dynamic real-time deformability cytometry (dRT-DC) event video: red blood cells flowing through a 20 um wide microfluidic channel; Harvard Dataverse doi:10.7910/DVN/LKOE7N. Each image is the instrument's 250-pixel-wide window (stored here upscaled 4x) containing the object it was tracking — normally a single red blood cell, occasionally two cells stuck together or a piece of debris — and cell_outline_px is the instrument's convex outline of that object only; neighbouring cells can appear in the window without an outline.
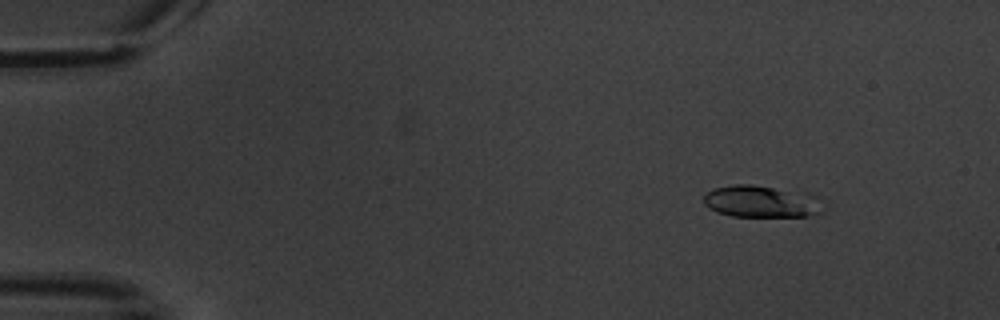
{"species": "common noctule bat (a hibernating species)", "species_latin": "Nyctalus noctula", "temperature_condition": "warm", "stored_images_in_passage": 6, "camera_frame_rate_fps": 3000, "um_per_image_px": 0.085, "animal": {"sex": "male", "body_mass_g": 20.1, "forearm_length_mm": 53.5}, "frame": {"image": 1, "passage_image": 3, "time_ms": 2.333, "image_size_px": [1000, 320], "cell_outline_px": [[824, 212], [804, 216], [732, 216], [716, 212], [708, 208], [704, 204], [704, 196], [708, 192], [716, 188], [732, 184], [752, 184], [804, 192], [816, 196]], "centroid_in_image_um": [64.69, 17.12], "position_along_channel_um": 20.3, "area_um2": 22.2}}
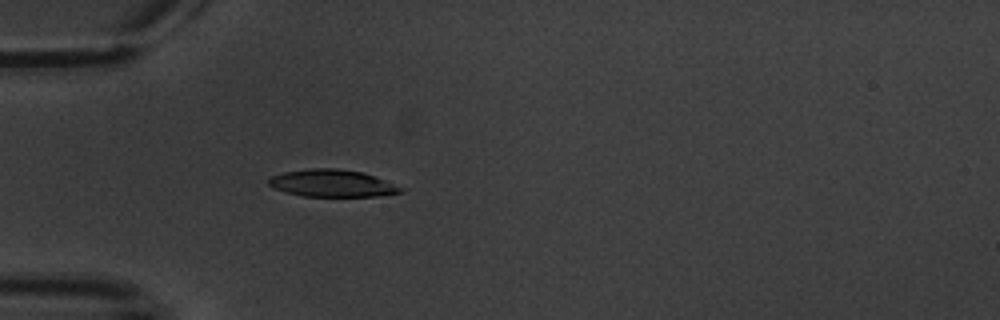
{"frame": {"image": 2, "passage_image": 6, "time_ms": 6.0, "image_size_px": [1000, 320], "cell_outline_px": [[408, 188], [404, 192], [376, 196], [304, 196], [284, 192], [272, 188], [268, 184], [268, 180], [272, 176], [284, 172], [312, 168], [336, 168], [364, 172]], "centroid_in_image_um": [28.29, 15.58], "position_along_channel_um": 56.7, "area_um2": 21.21}}